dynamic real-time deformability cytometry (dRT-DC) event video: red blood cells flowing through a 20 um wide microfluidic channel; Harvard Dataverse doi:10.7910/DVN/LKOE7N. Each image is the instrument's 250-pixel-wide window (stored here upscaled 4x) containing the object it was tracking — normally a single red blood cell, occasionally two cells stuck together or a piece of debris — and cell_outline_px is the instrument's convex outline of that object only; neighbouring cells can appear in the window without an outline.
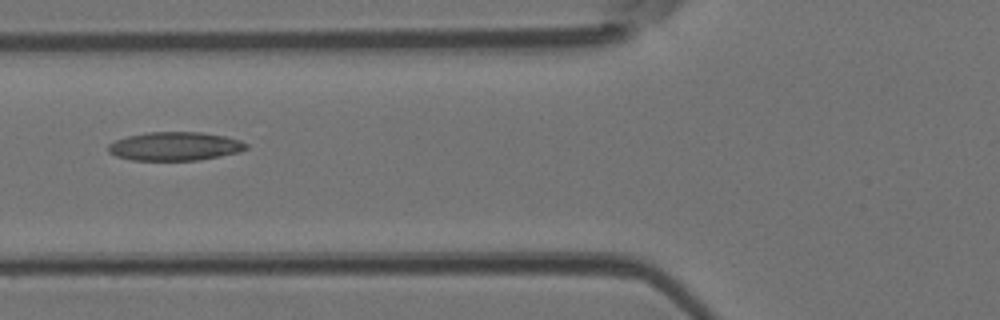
{"species": "Egyptian fruit bat (a non-hibernating species)", "species_latin": "Rousettus aegyptiacus", "temperature_condition": "room temperature", "stored_images_in_passage": 5, "camera_frame_rate_fps": 3000, "um_per_image_px": 0.085, "animal": {"sex": "female"}, "frame": {"image": 1, "passage_image": 5, "time_ms": 1.333, "image_size_px": [1000, 320], "cell_outline_px": [[248, 148], [240, 152], [200, 160], [132, 160], [116, 156], [108, 152], [108, 144], [116, 140], [128, 136], [148, 132], [200, 132], [224, 136], [240, 140], [248, 144]], "centroid_in_image_um": [14.88, 12.43], "position_along_channel_um": 110.9, "area_um2": 23.0}}